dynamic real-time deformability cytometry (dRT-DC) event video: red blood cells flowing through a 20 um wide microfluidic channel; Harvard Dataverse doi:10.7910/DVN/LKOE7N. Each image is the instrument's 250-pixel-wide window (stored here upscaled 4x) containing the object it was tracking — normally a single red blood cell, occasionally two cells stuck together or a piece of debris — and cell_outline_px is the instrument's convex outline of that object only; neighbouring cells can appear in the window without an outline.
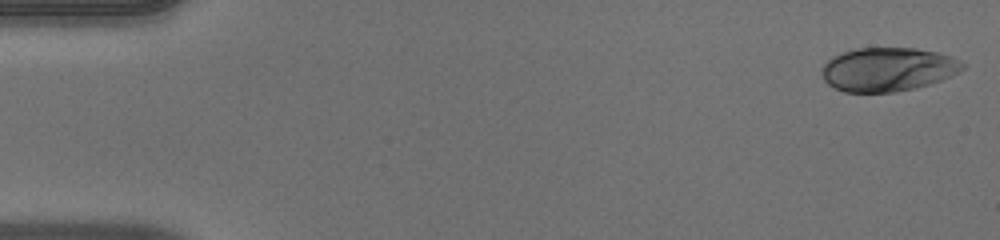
{"species": "human", "species_latin": "Homo sapiens", "temperature_condition": "warm", "stored_images_in_passage": 50, "camera_frame_rate_fps": 3000, "um_per_image_px": 0.085, "donor": {"sex": "male"}, "frame": {"image": 1, "passage_image": 1, "time_ms": 0.0, "image_size_px": [1000, 240], "cell_outline_px": [[964, 68], [940, 80], [916, 88], [896, 92], [844, 92], [828, 84], [824, 80], [820, 68], [832, 56], [856, 48], [916, 48], [936, 52], [952, 56], [960, 60], [964, 64]], "centroid_in_image_um": [75.44, 5.89], "position_along_channel_um": 9.6, "area_um2": 35.84}}
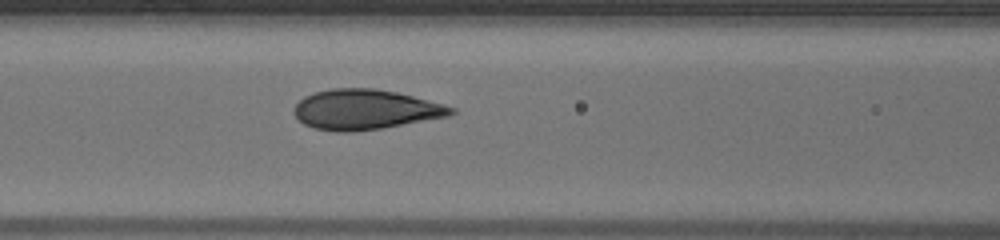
{"frame": {"image": 2, "passage_image": 21, "time_ms": 6.667, "image_size_px": [1000, 240], "cell_outline_px": [[456, 112], [448, 116], [380, 128], [352, 132], [336, 132], [312, 128], [304, 124], [292, 112], [296, 104], [304, 96], [312, 92], [332, 88], [372, 88], [396, 92], [444, 104], [456, 108]], "centroid_in_image_um": [31.01, 9.31], "position_along_channel_um": 135.6, "area_um2": 36.59}}
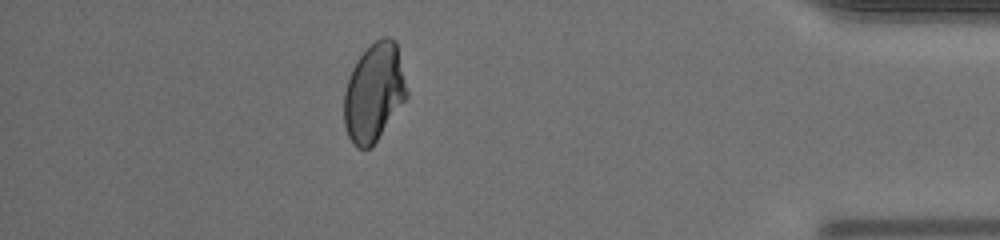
{"frame": {"image": 3, "passage_image": 44, "time_ms": 14.333, "image_size_px": [1000, 240], "cell_outline_px": [[408, 96], [372, 148], [360, 148], [348, 136], [344, 124], [344, 92], [352, 68], [356, 60], [380, 36], [392, 36], [396, 40], [408, 92]], "centroid_in_image_um": [31.81, 7.83], "position_along_channel_um": 403.4, "area_um2": 35.89}, "authors_computed_cell_mechanics": {"area_um2": 36.3273, "velocity_mm_per_s": 4.0682, "shape_relaxation_time_tau1_ms": 5.2534, "shape_relaxation_time_tau2_ms": null, "deformation_change_tau1": 0.1872, "deformation_change_tau2": null}}